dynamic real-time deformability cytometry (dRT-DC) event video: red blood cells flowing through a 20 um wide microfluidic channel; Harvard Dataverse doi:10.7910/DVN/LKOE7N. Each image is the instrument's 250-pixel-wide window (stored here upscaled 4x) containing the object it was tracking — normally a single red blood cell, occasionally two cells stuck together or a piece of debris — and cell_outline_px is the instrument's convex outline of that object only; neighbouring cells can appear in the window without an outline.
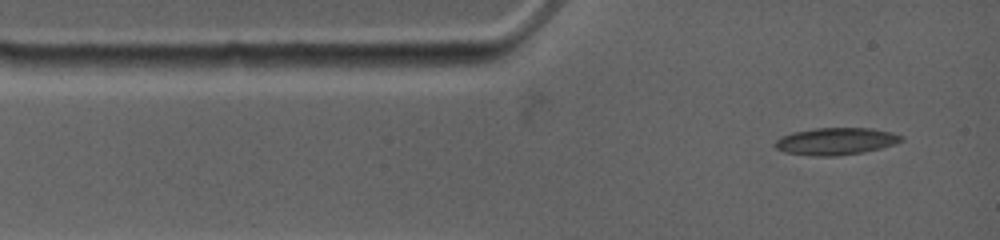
{"species": "common noctule bat (a hibernating species)", "species_latin": "Nyctalus noctula", "temperature_condition": "warm", "stored_images_in_passage": 5, "camera_frame_rate_fps": 4500, "um_per_image_px": 0.085, "animal": {"sex": "female", "body_mass_g": 19.0, "forearm_length_mm": 53.3}, "frame": {"image": 1, "passage_image": 1, "time_ms": 0.0, "image_size_px": [1000, 240], "cell_outline_px": [[904, 140], [880, 148], [864, 152], [836, 156], [812, 156], [784, 152], [776, 148], [772, 144], [780, 136], [792, 132], [816, 128], [872, 128], [892, 132], [904, 136]], "centroid_in_image_um": [71.02, 12.0], "position_along_channel_um": 14.0, "area_um2": 20.11}}
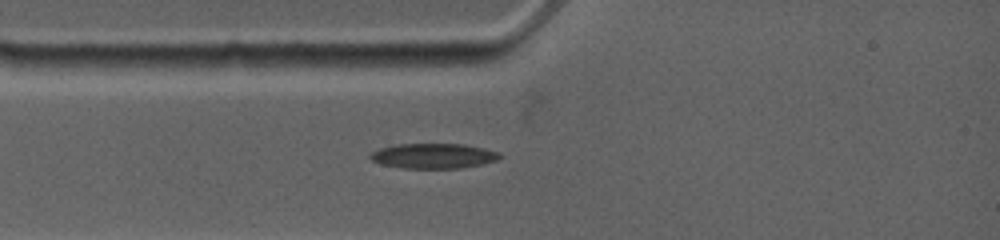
{"frame": {"image": 2, "passage_image": 3, "time_ms": 1.556, "image_size_px": [1000, 240], "cell_outline_px": [[504, 156], [496, 160], [480, 164], [460, 168], [404, 168], [384, 164], [372, 160], [368, 156], [372, 152], [380, 148], [392, 144], [464, 144], [484, 148], [500, 152]], "centroid_in_image_um": [36.86, 13.24], "position_along_channel_um": 48.1, "area_um2": 18.84}}
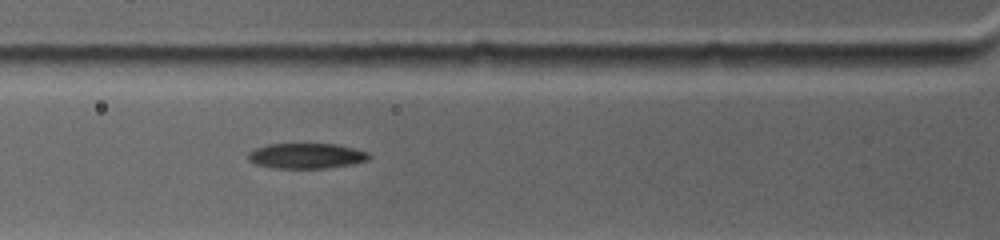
{"frame": {"image": 3, "passage_image": 5, "time_ms": 2.889, "image_size_px": [1000, 240], "cell_outline_px": [[372, 156], [368, 160], [352, 164], [324, 168], [272, 168], [256, 164], [248, 160], [248, 152], [256, 148], [268, 144], [336, 144], [368, 152]], "centroid_in_image_um": [26.03, 13.25], "position_along_channel_um": 99.8, "area_um2": 17.8}}